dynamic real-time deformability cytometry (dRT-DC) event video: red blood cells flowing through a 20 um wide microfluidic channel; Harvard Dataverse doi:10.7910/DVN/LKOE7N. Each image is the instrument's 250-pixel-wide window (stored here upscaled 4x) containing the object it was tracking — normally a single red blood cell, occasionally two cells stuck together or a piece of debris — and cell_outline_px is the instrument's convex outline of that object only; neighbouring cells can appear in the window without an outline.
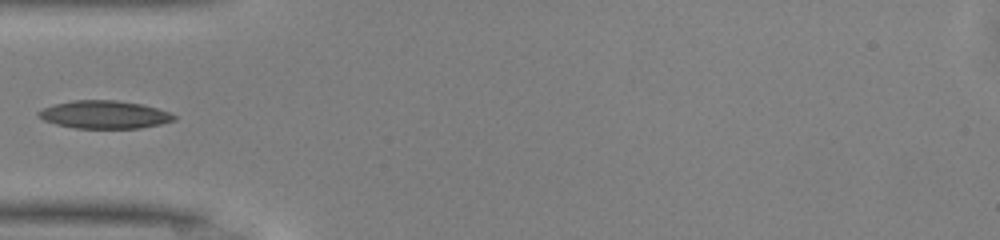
{"species": "common noctule bat (a hibernating species)", "species_latin": "Nyctalus noctula", "temperature_condition": "warm", "stored_images_in_passage": 34, "camera_frame_rate_fps": 3000, "um_per_image_px": 0.085, "animal": {"sex": "male", "body_mass_g": 13.0, "forearm_length_mm": 53.1}, "frame": {"image": 1, "passage_image": 1, "time_ms": 0.0, "image_size_px": [1000, 240], "cell_outline_px": [[176, 120], [160, 124], [140, 128], [76, 128], [56, 124], [44, 120], [36, 116], [36, 112], [44, 108], [56, 104], [72, 100], [116, 100], [140, 104], [156, 108], [168, 112], [176, 116]], "centroid_in_image_um": [8.85, 9.74], "position_along_channel_um": 76.1, "area_um2": 21.91}}
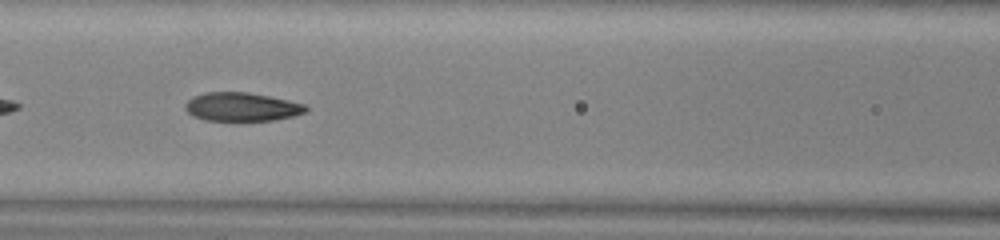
{"frame": {"image": 2, "passage_image": 6, "time_ms": 1.667, "image_size_px": [1000, 240], "cell_outline_px": [[308, 112], [292, 116], [272, 120], [204, 120], [192, 116], [184, 108], [184, 104], [192, 96], [204, 92], [248, 92], [288, 100], [304, 104], [308, 108]], "centroid_in_image_um": [20.51, 9.07], "position_along_channel_um": 146.1, "area_um2": 20.11}}